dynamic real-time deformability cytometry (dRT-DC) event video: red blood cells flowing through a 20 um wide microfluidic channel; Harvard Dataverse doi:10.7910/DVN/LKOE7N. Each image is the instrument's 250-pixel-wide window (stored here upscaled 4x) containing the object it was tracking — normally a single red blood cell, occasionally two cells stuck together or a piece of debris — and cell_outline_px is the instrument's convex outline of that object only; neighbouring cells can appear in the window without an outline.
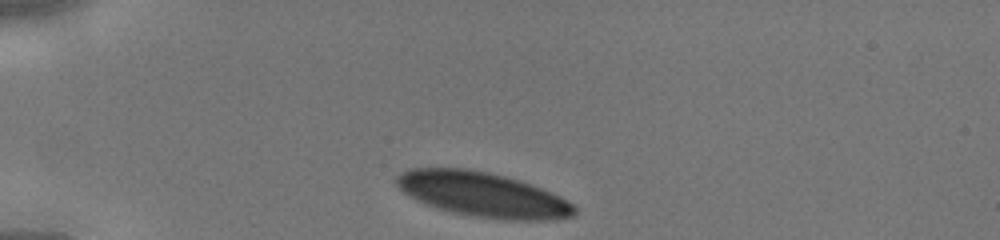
{"species": "human", "species_latin": "Homo sapiens", "temperature_condition": "cold", "stored_images_in_passage": 28, "camera_frame_rate_fps": 3000, "um_per_image_px": 0.085, "donor": {"sex": "male"}, "frame": {"image": 1, "passage_image": 1, "time_ms": 0.0, "image_size_px": [1000, 240], "cell_outline_px": [[576, 216], [556, 220], [504, 220], [476, 216], [452, 212], [436, 208], [416, 200], [404, 192], [396, 184], [396, 176], [400, 172], [408, 168], [468, 168], [488, 172], [520, 180], [560, 196], [572, 204], [576, 208]], "centroid_in_image_um": [41.03, 16.54], "position_along_channel_um": 44.0, "area_um2": 46.41}}
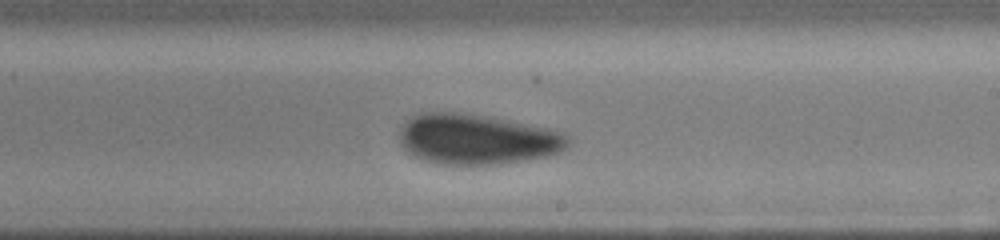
{"frame": {"image": 2, "passage_image": 17, "time_ms": 5.333, "image_size_px": [1000, 240], "cell_outline_px": [[572, 144], [560, 152], [548, 156], [500, 164], [436, 164], [412, 156], [400, 144], [400, 132], [404, 124], [412, 116], [420, 112], [456, 112], [492, 116], [548, 128], [564, 132], [572, 140]], "centroid_in_image_um": [40.59, 11.83], "position_along_channel_um": 248.4, "area_um2": 50.0}}
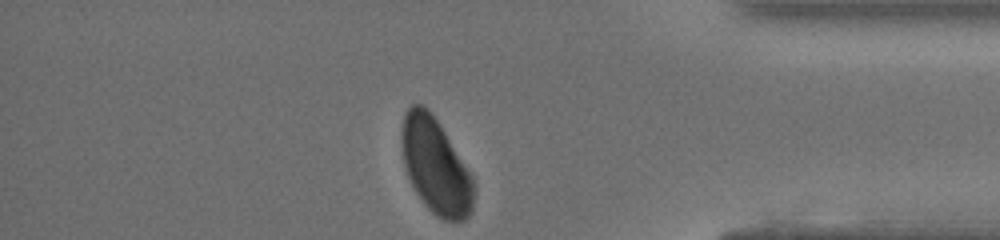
{"frame": {"image": 3, "passage_image": 28, "time_ms": 9.0, "image_size_px": [1000, 240], "cell_outline_px": [[472, 208], [468, 216], [464, 220], [444, 220], [436, 216], [424, 204], [416, 192], [408, 176], [404, 164], [400, 140], [400, 136], [404, 116], [408, 108], [412, 104], [420, 104], [428, 108], [444, 132], [472, 176]], "centroid_in_image_um": [36.98, 14.11], "position_along_channel_um": 398.2, "area_um2": 39.3}}